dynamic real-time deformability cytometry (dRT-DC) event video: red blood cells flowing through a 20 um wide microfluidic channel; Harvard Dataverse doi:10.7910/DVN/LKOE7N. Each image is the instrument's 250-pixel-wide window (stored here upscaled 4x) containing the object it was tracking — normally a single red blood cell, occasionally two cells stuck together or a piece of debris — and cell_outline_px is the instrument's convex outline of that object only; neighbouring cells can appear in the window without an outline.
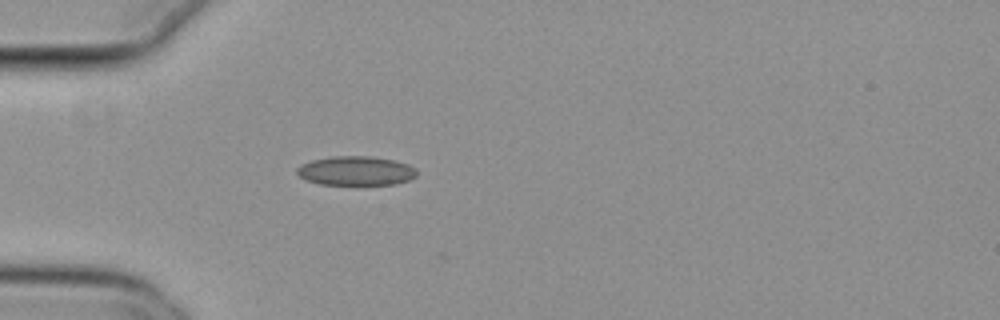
{"species": "common noctule bat (a hibernating species)", "species_latin": "Nyctalus noctula", "temperature_condition": "cold", "stored_images_in_passage": 46, "camera_frame_rate_fps": 3000, "um_per_image_px": 0.085, "animal": {"sex": "female", "body_mass_g": 29.2, "forearm_length_mm": 56.3}, "frame": {"image": 1, "passage_image": 8, "time_ms": 2.333, "image_size_px": [1000, 320], "cell_outline_px": [[416, 176], [408, 180], [396, 184], [356, 188], [320, 184], [304, 180], [296, 172], [296, 168], [300, 164], [312, 160], [332, 156], [368, 156], [392, 160], [408, 164], [416, 168]], "centroid_in_image_um": [30.22, 14.58], "position_along_channel_um": 54.8, "area_um2": 21.44}}
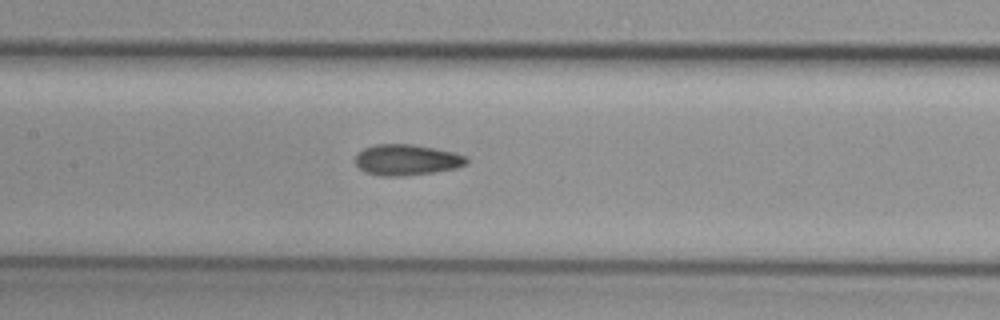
{"frame": {"image": 2, "passage_image": 18, "time_ms": 5.667, "image_size_px": [1000, 320], "cell_outline_px": [[468, 164], [456, 168], [432, 172], [400, 176], [380, 176], [364, 172], [356, 164], [356, 156], [364, 148], [376, 144], [412, 144], [452, 152], [468, 156]], "centroid_in_image_um": [34.58, 13.59], "position_along_channel_um": 172.8, "area_um2": 19.88}}
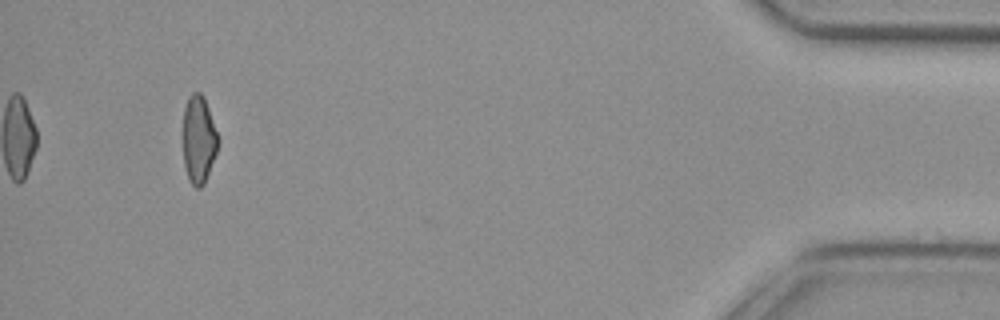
{"frame": {"image": 3, "passage_image": 43, "time_ms": 14.0, "image_size_px": [1000, 320], "cell_outline_px": [[220, 140], [216, 152], [204, 184], [200, 188], [196, 188], [188, 180], [184, 168], [184, 108], [188, 96], [192, 92], [200, 92], [204, 96]], "centroid_in_image_um": [16.89, 11.85], "position_along_channel_um": 418.3, "area_um2": 17.92}, "authors_computed_cell_mechanics": {"area_um2": 19.3919, "velocity_mm_per_s": 3.8102, "shape_relaxation_time_tau1_ms": null, "shape_relaxation_time_tau2_ms": 2.6058, "deformation_change_tau1": null, "deformation_change_tau2": 0.0793}}